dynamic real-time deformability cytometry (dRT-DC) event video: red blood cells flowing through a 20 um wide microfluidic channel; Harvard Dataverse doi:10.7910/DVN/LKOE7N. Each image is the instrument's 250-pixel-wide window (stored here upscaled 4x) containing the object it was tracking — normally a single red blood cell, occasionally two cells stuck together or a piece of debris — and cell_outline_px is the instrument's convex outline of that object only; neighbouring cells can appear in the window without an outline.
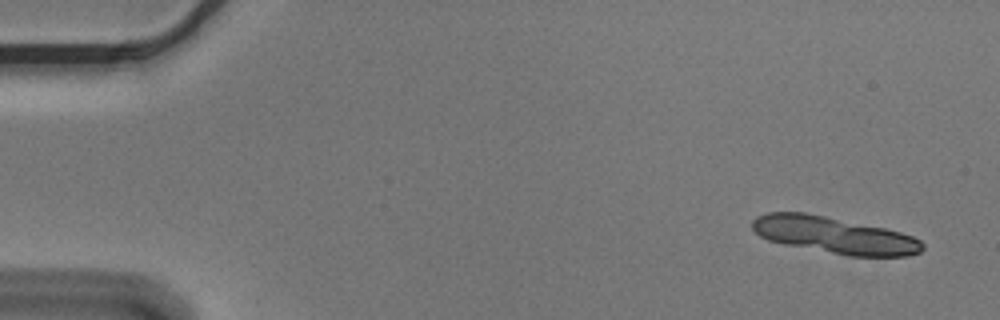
{"species": "Egyptian fruit bat (a non-hibernating species)", "species_latin": "Rousettus aegyptiacus", "temperature_condition": "cold", "stored_images_in_passage": 6, "segment_of_instrument_passage": [1, 2], "camera_frame_rate_fps": 3000, "um_per_image_px": 0.085, "animal": {"sex": "male"}, "frame": {"image": 1, "passage_image": 1, "time_ms": 0.0, "image_size_px": [1000, 320], "cell_outline_px": [[924, 248], [920, 252], [908, 256], [852, 256], [784, 244], [768, 240], [760, 236], [752, 228], [752, 220], [756, 216], [768, 212], [804, 212], [884, 228], [900, 232], [912, 236], [920, 240], [924, 244]], "centroid_in_image_um": [70.9, 19.98], "position_along_channel_um": 14.1, "area_um2": 36.01}}